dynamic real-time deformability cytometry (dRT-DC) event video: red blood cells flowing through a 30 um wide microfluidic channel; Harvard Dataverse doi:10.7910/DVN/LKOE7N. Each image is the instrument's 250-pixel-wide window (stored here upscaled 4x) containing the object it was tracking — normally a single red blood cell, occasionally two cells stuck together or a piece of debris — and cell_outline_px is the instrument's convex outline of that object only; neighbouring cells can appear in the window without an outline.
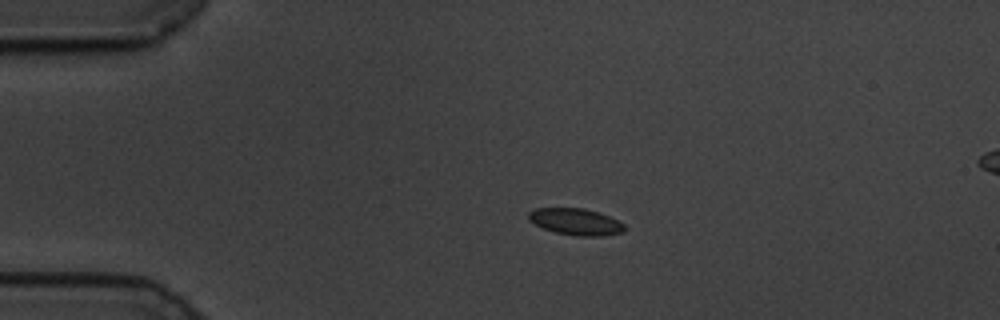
{"species": "common noctule bat (a hibernating species)", "species_latin": "Nyctalus noctula", "temperature_condition": "cold", "stored_images_in_passage": 36, "camera_frame_rate_fps": 3000, "um_per_image_px": 0.085, "animal": {"sex": "male", "body_mass_g": 19.5, "forearm_length_mm": 54.6}, "frame": {"image": 1, "passage_image": 1, "time_ms": 0.0, "image_size_px": [1000, 320], "cell_outline_px": [[624, 232], [600, 236], [576, 236], [556, 232], [544, 228], [528, 220], [528, 212], [536, 208], [584, 208], [600, 212], [624, 224]], "centroid_in_image_um": [48.93, 18.84], "position_along_channel_um": 36.1, "area_um2": 14.8}}
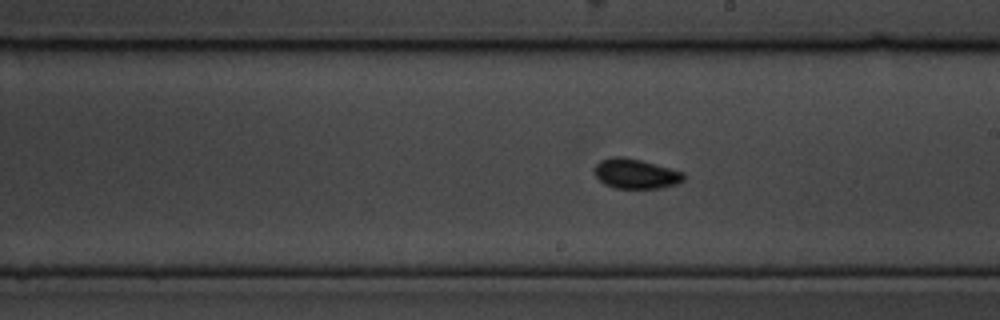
{"frame": {"image": 2, "passage_image": 22, "time_ms": 7.0, "image_size_px": [1000, 320], "cell_outline_px": [[684, 180], [676, 184], [660, 188], [612, 188], [604, 184], [596, 176], [592, 168], [600, 160], [612, 156], [624, 156], [640, 160], [684, 172]], "centroid_in_image_um": [53.99, 14.76], "position_along_channel_um": 235.0, "area_um2": 15.61}}
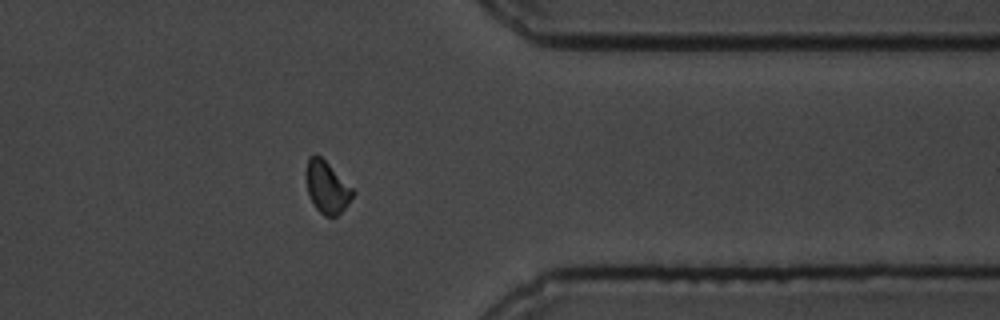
{"frame": {"image": 3, "passage_image": 36, "time_ms": 11.667, "image_size_px": [1000, 320], "cell_outline_px": [[356, 192], [348, 204], [336, 216], [324, 216], [312, 204], [308, 196], [304, 172], [308, 156], [320, 156]], "centroid_in_image_um": [27.74, 15.92], "position_along_channel_um": 383.7, "area_um2": 14.16}, "authors_computed_cell_mechanics": {"area_um2": 14.8835, "velocity_mm_per_s": 3.3954, "shape_relaxation_time_tau1_ms": 2.4417, "shape_relaxation_time_tau2_ms": 1.7301, "deformation_change_tau1": 0.0587, "deformation_change_tau2": 0.052}}